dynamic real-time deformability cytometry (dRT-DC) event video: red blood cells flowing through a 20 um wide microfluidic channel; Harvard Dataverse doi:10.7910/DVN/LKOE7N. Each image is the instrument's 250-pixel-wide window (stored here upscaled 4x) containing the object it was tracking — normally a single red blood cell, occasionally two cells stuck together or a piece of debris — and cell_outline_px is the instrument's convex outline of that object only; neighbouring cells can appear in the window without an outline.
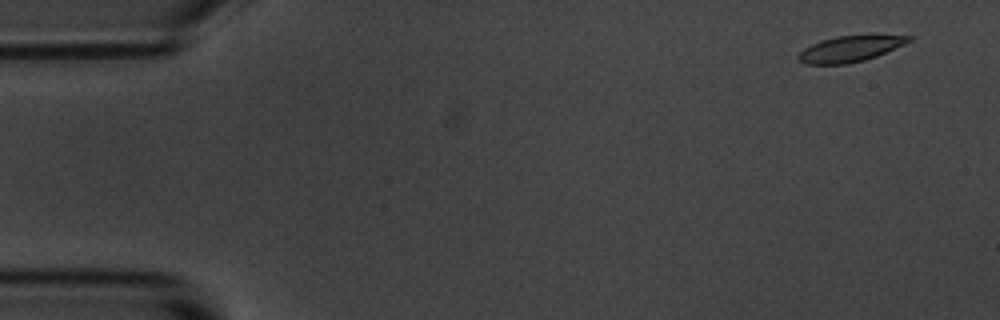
{"species": "common noctule bat (a hibernating species)", "species_latin": "Nyctalus noctula", "temperature_condition": "room temperature", "stored_images_in_passage": 5, "camera_frame_rate_fps": 3000, "um_per_image_px": 0.085, "animal": {"sex": "male", "body_mass_g": 20.1, "forearm_length_mm": 53.5}, "frame": {"image": 1, "passage_image": 1, "time_ms": 0.0, "image_size_px": [1000, 320], "cell_outline_px": [[916, 36], [912, 40], [904, 44], [876, 56], [864, 60], [848, 64], [804, 64], [796, 56], [804, 48], [820, 40], [836, 36]], "centroid_in_image_um": [72.21, 4.16], "position_along_channel_um": 12.8, "area_um2": 16.36}}